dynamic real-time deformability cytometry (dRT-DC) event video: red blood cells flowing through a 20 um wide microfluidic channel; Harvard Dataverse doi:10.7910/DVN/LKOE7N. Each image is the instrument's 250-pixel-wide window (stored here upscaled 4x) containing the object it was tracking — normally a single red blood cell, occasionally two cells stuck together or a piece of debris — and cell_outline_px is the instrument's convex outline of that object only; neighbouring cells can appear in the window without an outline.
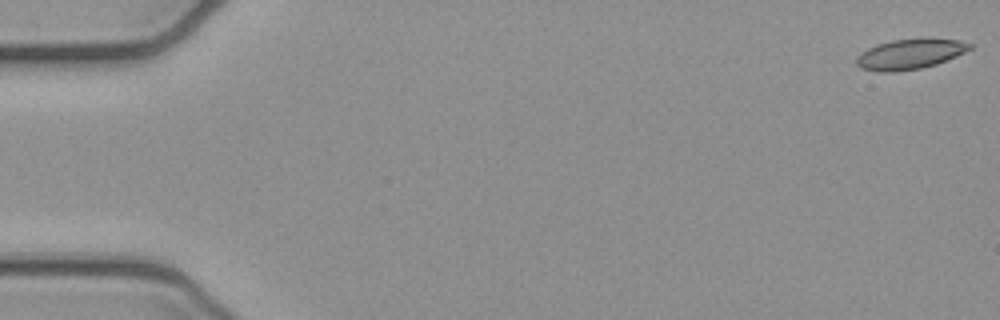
{"species": "common noctule bat (a hibernating species)", "species_latin": "Nyctalus noctula", "temperature_condition": "cold", "stored_images_in_passage": 52, "camera_frame_rate_fps": 3000, "um_per_image_px": 0.085, "animal": {"sex": "female", "body_mass_g": 21.9}, "frame": {"image": 1, "passage_image": 1, "time_ms": 0.0, "image_size_px": [1000, 320], "cell_outline_px": [[972, 48], [956, 56], [936, 64], [920, 68], [896, 72], [880, 72], [860, 68], [856, 64], [856, 56], [860, 52], [876, 44], [892, 40], [920, 36], [928, 36], [960, 40], [972, 44]], "centroid_in_image_um": [77.35, 4.55], "position_along_channel_um": 7.7, "area_um2": 20.63}}
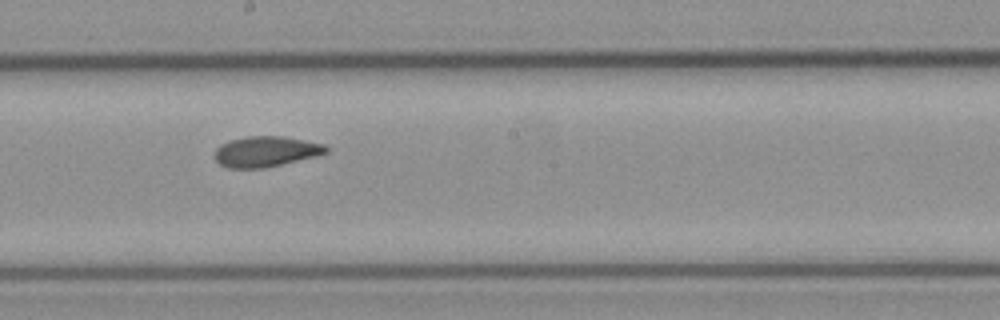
{"frame": {"image": 2, "passage_image": 29, "time_ms": 9.333, "image_size_px": [1000, 320], "cell_outline_px": [[328, 152], [316, 156], [264, 168], [228, 168], [220, 164], [212, 156], [216, 148], [220, 144], [232, 140], [248, 136], [284, 136], [324, 144], [328, 148]], "centroid_in_image_um": [22.57, 12.88], "position_along_channel_um": 225.6, "area_um2": 19.83}}
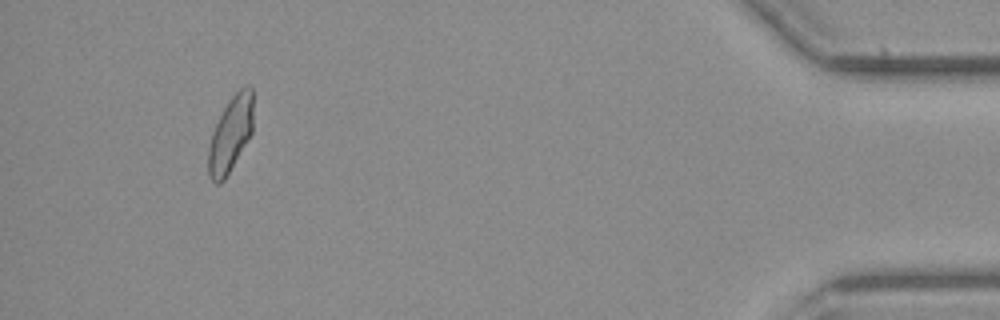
{"frame": {"image": 3, "passage_image": 49, "time_ms": 16.0, "image_size_px": [1000, 320], "cell_outline_px": [[252, 132], [224, 180], [220, 184], [216, 184], [208, 176], [208, 148], [212, 132], [228, 100], [244, 84], [248, 84], [252, 88]], "centroid_in_image_um": [19.58, 11.4], "position_along_channel_um": 415.6, "area_um2": 19.54}}